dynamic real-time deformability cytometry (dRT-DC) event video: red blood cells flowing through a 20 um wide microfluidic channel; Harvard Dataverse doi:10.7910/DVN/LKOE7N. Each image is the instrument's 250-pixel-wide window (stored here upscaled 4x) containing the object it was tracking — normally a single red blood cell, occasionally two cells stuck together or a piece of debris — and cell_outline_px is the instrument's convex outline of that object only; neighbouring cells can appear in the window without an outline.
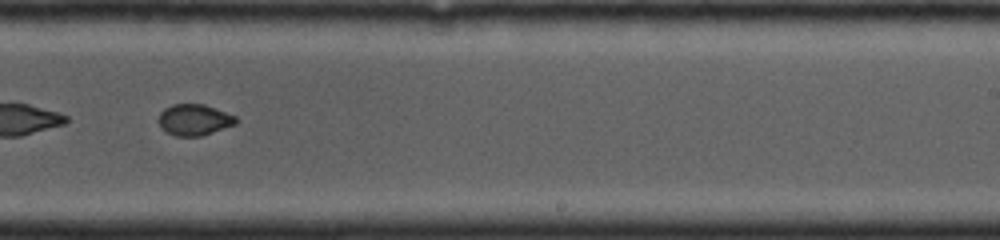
{"species": "common noctule bat (a hibernating species)", "species_latin": "Nyctalus noctula", "temperature_condition": "cold", "stored_images_in_passage": 30, "camera_frame_rate_fps": 4000, "um_per_image_px": 0.085, "animal": {"sex": "female", "body_mass_g": 19.0, "forearm_length_mm": 53.3}, "frame": {"image": 1, "passage_image": 20, "time_ms": 5.25, "image_size_px": [1000, 240], "cell_outline_px": [[240, 120], [236, 124], [200, 136], [176, 136], [168, 132], [160, 124], [160, 112], [164, 108], [172, 104], [204, 104], [236, 116]], "centroid_in_image_um": [16.56, 10.17], "position_along_channel_um": 272.4, "area_um2": 13.87}}